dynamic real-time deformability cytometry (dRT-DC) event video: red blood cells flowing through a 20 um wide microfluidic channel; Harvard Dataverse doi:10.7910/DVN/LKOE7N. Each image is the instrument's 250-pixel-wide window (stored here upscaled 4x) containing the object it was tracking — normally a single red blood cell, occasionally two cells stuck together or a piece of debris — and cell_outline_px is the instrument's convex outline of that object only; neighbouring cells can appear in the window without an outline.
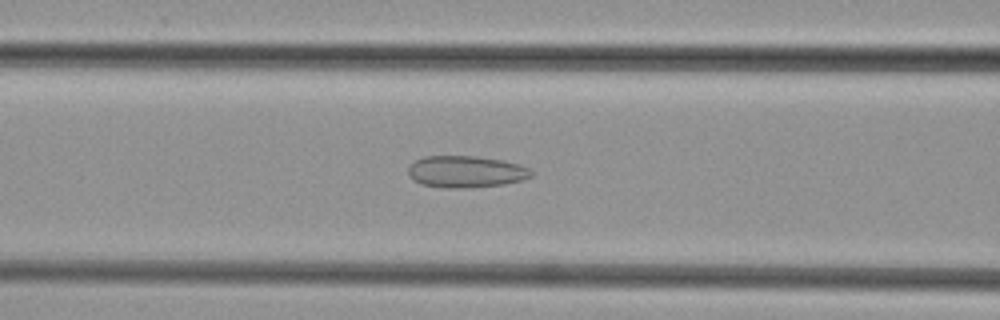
{"species": "common noctule bat (a hibernating species)", "species_latin": "Nyctalus noctula", "temperature_condition": "cold", "stored_images_in_passage": 43, "camera_frame_rate_fps": 3000, "um_per_image_px": 0.085, "animal": {"sex": "female", "body_mass_g": 29.2, "forearm_length_mm": 56.3}, "frame": {"image": 1, "passage_image": 19, "time_ms": 6.0, "image_size_px": [1000, 320], "cell_outline_px": [[532, 176], [520, 180], [504, 184], [464, 188], [444, 188], [420, 184], [412, 180], [408, 176], [408, 164], [424, 156], [476, 156], [500, 160], [520, 164], [528, 168], [532, 172]], "centroid_in_image_um": [39.53, 14.59], "position_along_channel_um": 127.1, "area_um2": 22.89}}
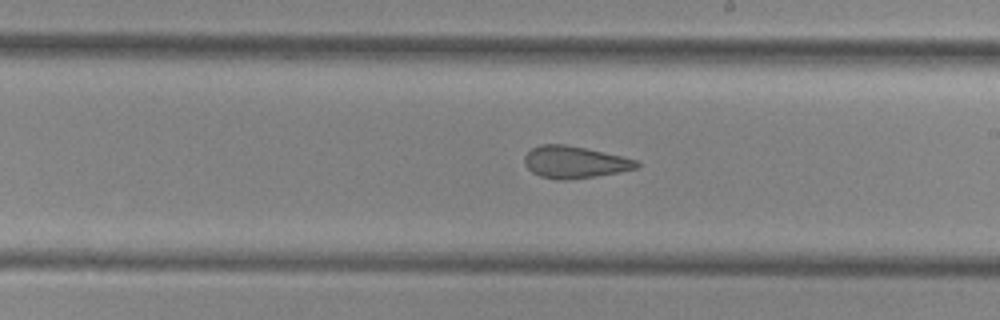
{"frame": {"image": 2, "passage_image": 27, "time_ms": 8.667, "image_size_px": [1000, 320], "cell_outline_px": [[640, 164], [636, 168], [620, 172], [596, 176], [568, 180], [556, 180], [540, 176], [532, 172], [524, 164], [524, 156], [532, 148], [540, 144], [564, 144], [584, 148], [620, 156], [636, 160]], "centroid_in_image_um": [48.8, 13.79], "position_along_channel_um": 240.2, "area_um2": 20.81}}
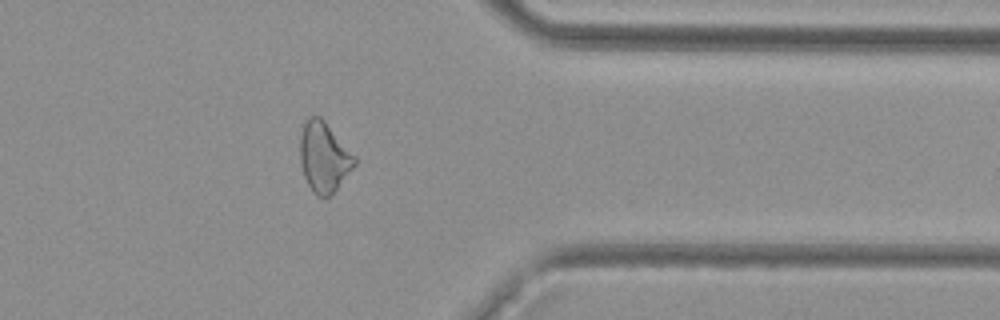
{"frame": {"image": 3, "passage_image": 38, "time_ms": 12.333, "image_size_px": [1000, 320], "cell_outline_px": [[356, 164], [336, 188], [328, 196], [316, 196], [312, 192], [304, 176], [300, 164], [300, 136], [304, 124], [308, 116], [320, 116], [324, 120], [356, 156]], "centroid_in_image_um": [27.52, 13.33], "position_along_channel_um": 383.9, "area_um2": 22.08}}